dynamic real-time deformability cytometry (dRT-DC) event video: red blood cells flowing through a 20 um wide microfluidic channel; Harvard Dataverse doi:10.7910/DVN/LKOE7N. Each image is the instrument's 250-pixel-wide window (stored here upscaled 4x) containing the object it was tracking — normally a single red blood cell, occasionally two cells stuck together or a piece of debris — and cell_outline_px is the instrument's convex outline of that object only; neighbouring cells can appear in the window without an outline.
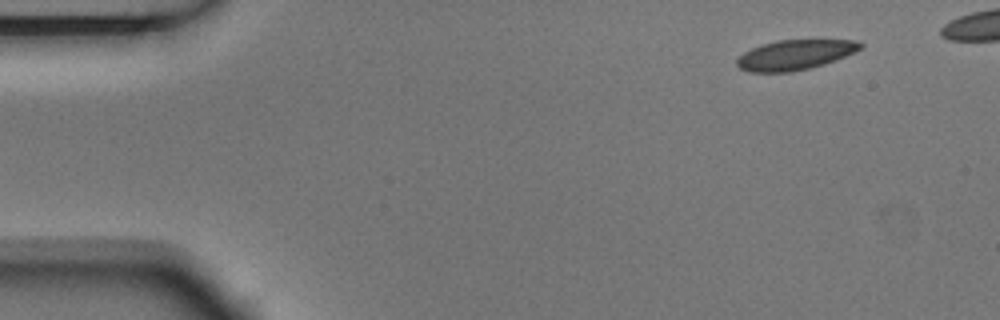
{"species": "Egyptian fruit bat (a non-hibernating species)", "species_latin": "Rousettus aegyptiacus", "temperature_condition": "room temperature", "stored_images_in_passage": 5, "segment_of_instrument_passage": [2, 2], "camera_frame_rate_fps": 3000, "um_per_image_px": 0.085, "animal": {"sex": "male"}, "frame": {"image": 1, "passage_image": 5, "time_ms": 1.333, "image_size_px": [1000, 320], "cell_outline_px": [[864, 44], [860, 48], [836, 60], [824, 64], [792, 72], [748, 72], [740, 68], [736, 64], [736, 60], [744, 52], [760, 44], [776, 40], [856, 40]], "centroid_in_image_um": [67.53, 4.66], "position_along_channel_um": 17.5, "area_um2": 21.44}}